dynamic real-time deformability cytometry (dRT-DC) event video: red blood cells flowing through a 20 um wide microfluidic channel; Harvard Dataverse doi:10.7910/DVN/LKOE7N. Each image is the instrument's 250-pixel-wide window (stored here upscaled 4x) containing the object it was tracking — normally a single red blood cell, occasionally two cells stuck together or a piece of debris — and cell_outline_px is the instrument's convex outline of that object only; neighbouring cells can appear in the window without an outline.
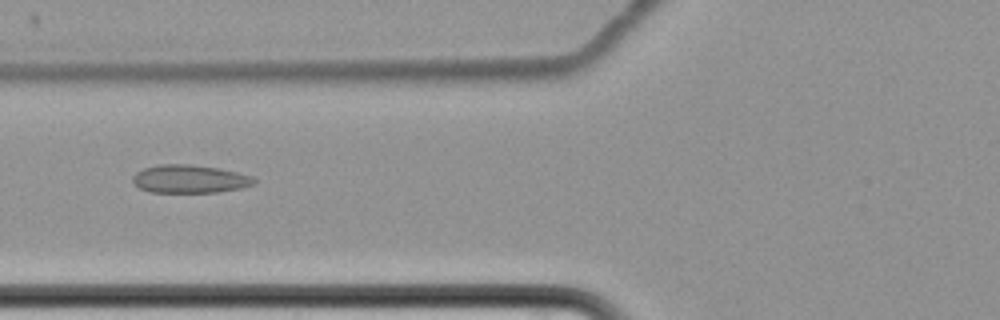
{"species": "common noctule bat (a hibernating species)", "species_latin": "Nyctalus noctula", "temperature_condition": "cold", "stored_images_in_passage": 9, "camera_frame_rate_fps": 3000, "um_per_image_px": 0.085, "animal": {"sex": "female", "body_mass_g": 22.7, "forearm_length_mm": 54.2}, "frame": {"image": 1, "passage_image": 8, "time_ms": 8.333, "image_size_px": [1000, 320], "cell_outline_px": [[256, 184], [240, 188], [220, 192], [148, 192], [132, 184], [132, 176], [136, 172], [144, 168], [156, 164], [188, 164], [220, 168], [252, 176], [256, 180]], "centroid_in_image_um": [16.1, 15.21], "position_along_channel_um": 109.7, "area_um2": 20.11}}
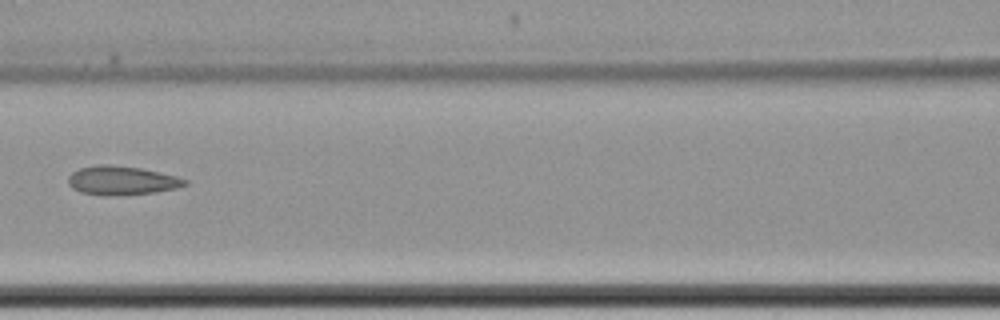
{"frame": {"image": 2, "passage_image": 9, "time_ms": 9.667, "image_size_px": [1000, 320], "cell_outline_px": [[188, 184], [176, 188], [156, 192], [80, 192], [72, 188], [68, 184], [68, 176], [72, 172], [80, 168], [96, 164], [112, 164], [140, 168], [176, 176], [188, 180]], "centroid_in_image_um": [10.36, 15.27], "position_along_channel_um": 156.2, "area_um2": 18.61}}